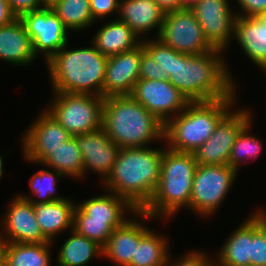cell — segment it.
I'll use <instances>...</instances> for the list:
<instances>
[{"instance_id": "obj_1", "label": "cell", "mask_w": 266, "mask_h": 266, "mask_svg": "<svg viewBox=\"0 0 266 266\" xmlns=\"http://www.w3.org/2000/svg\"><path fill=\"white\" fill-rule=\"evenodd\" d=\"M142 44L161 67V73L190 102L238 96L237 81L223 56L224 51L214 49L188 55L173 50L158 38H146Z\"/></svg>"}, {"instance_id": "obj_2", "label": "cell", "mask_w": 266, "mask_h": 266, "mask_svg": "<svg viewBox=\"0 0 266 266\" xmlns=\"http://www.w3.org/2000/svg\"><path fill=\"white\" fill-rule=\"evenodd\" d=\"M165 147L121 148L108 178L105 191L125 198L142 210L153 197L159 183Z\"/></svg>"}, {"instance_id": "obj_3", "label": "cell", "mask_w": 266, "mask_h": 266, "mask_svg": "<svg viewBox=\"0 0 266 266\" xmlns=\"http://www.w3.org/2000/svg\"><path fill=\"white\" fill-rule=\"evenodd\" d=\"M102 128L120 148H142L164 141V123L131 95L104 98Z\"/></svg>"}, {"instance_id": "obj_4", "label": "cell", "mask_w": 266, "mask_h": 266, "mask_svg": "<svg viewBox=\"0 0 266 266\" xmlns=\"http://www.w3.org/2000/svg\"><path fill=\"white\" fill-rule=\"evenodd\" d=\"M90 44V47L68 49L67 43L46 62L52 92L103 97L108 57Z\"/></svg>"}, {"instance_id": "obj_5", "label": "cell", "mask_w": 266, "mask_h": 266, "mask_svg": "<svg viewBox=\"0 0 266 266\" xmlns=\"http://www.w3.org/2000/svg\"><path fill=\"white\" fill-rule=\"evenodd\" d=\"M197 166L194 153L165 147L158 186L142 211L154 219L166 222L167 218H173L181 209L190 210L192 184Z\"/></svg>"}, {"instance_id": "obj_6", "label": "cell", "mask_w": 266, "mask_h": 266, "mask_svg": "<svg viewBox=\"0 0 266 266\" xmlns=\"http://www.w3.org/2000/svg\"><path fill=\"white\" fill-rule=\"evenodd\" d=\"M237 97L213 101L190 102L187 107L164 124L166 147L193 153L214 132L218 123L237 104Z\"/></svg>"}, {"instance_id": "obj_7", "label": "cell", "mask_w": 266, "mask_h": 266, "mask_svg": "<svg viewBox=\"0 0 266 266\" xmlns=\"http://www.w3.org/2000/svg\"><path fill=\"white\" fill-rule=\"evenodd\" d=\"M53 99L44 108L71 135H81L102 128L104 97L52 92Z\"/></svg>"}, {"instance_id": "obj_8", "label": "cell", "mask_w": 266, "mask_h": 266, "mask_svg": "<svg viewBox=\"0 0 266 266\" xmlns=\"http://www.w3.org/2000/svg\"><path fill=\"white\" fill-rule=\"evenodd\" d=\"M238 173L229 165L198 164L193 178L190 210L204 219L215 215L231 192Z\"/></svg>"}, {"instance_id": "obj_9", "label": "cell", "mask_w": 266, "mask_h": 266, "mask_svg": "<svg viewBox=\"0 0 266 266\" xmlns=\"http://www.w3.org/2000/svg\"><path fill=\"white\" fill-rule=\"evenodd\" d=\"M158 39L173 50L188 55L203 54L214 50L206 40L201 25L190 9L165 12Z\"/></svg>"}, {"instance_id": "obj_10", "label": "cell", "mask_w": 266, "mask_h": 266, "mask_svg": "<svg viewBox=\"0 0 266 266\" xmlns=\"http://www.w3.org/2000/svg\"><path fill=\"white\" fill-rule=\"evenodd\" d=\"M31 37L34 53L48 62L69 43V30L51 7H42L22 14L20 17ZM41 54V55H40Z\"/></svg>"}, {"instance_id": "obj_11", "label": "cell", "mask_w": 266, "mask_h": 266, "mask_svg": "<svg viewBox=\"0 0 266 266\" xmlns=\"http://www.w3.org/2000/svg\"><path fill=\"white\" fill-rule=\"evenodd\" d=\"M236 109H232L218 123L213 134L193 152L197 164L228 165L230 152L238 133L253 119L254 114L247 107Z\"/></svg>"}, {"instance_id": "obj_12", "label": "cell", "mask_w": 266, "mask_h": 266, "mask_svg": "<svg viewBox=\"0 0 266 266\" xmlns=\"http://www.w3.org/2000/svg\"><path fill=\"white\" fill-rule=\"evenodd\" d=\"M39 113L20 138L21 156L29 164L41 163L50 152L72 137L45 109Z\"/></svg>"}, {"instance_id": "obj_13", "label": "cell", "mask_w": 266, "mask_h": 266, "mask_svg": "<svg viewBox=\"0 0 266 266\" xmlns=\"http://www.w3.org/2000/svg\"><path fill=\"white\" fill-rule=\"evenodd\" d=\"M230 0H199L190 10L202 27L208 43L214 48L226 51L234 41L236 11ZM230 3V5H229ZM232 40V41H231Z\"/></svg>"}, {"instance_id": "obj_14", "label": "cell", "mask_w": 266, "mask_h": 266, "mask_svg": "<svg viewBox=\"0 0 266 266\" xmlns=\"http://www.w3.org/2000/svg\"><path fill=\"white\" fill-rule=\"evenodd\" d=\"M131 96L164 124L190 103L168 79H139Z\"/></svg>"}, {"instance_id": "obj_15", "label": "cell", "mask_w": 266, "mask_h": 266, "mask_svg": "<svg viewBox=\"0 0 266 266\" xmlns=\"http://www.w3.org/2000/svg\"><path fill=\"white\" fill-rule=\"evenodd\" d=\"M11 199L0 218V240L3 243H49L36 220L34 205L18 194Z\"/></svg>"}, {"instance_id": "obj_16", "label": "cell", "mask_w": 266, "mask_h": 266, "mask_svg": "<svg viewBox=\"0 0 266 266\" xmlns=\"http://www.w3.org/2000/svg\"><path fill=\"white\" fill-rule=\"evenodd\" d=\"M73 137L82 153L84 179L92 171L100 176L103 183L110 175L121 148L108 137L103 128Z\"/></svg>"}, {"instance_id": "obj_17", "label": "cell", "mask_w": 266, "mask_h": 266, "mask_svg": "<svg viewBox=\"0 0 266 266\" xmlns=\"http://www.w3.org/2000/svg\"><path fill=\"white\" fill-rule=\"evenodd\" d=\"M135 218V219H134ZM137 219V220H136ZM154 221L142 210H137L121 226L114 229L107 243L102 247L103 258L117 266H127L135 257L136 244L151 229L142 221Z\"/></svg>"}, {"instance_id": "obj_18", "label": "cell", "mask_w": 266, "mask_h": 266, "mask_svg": "<svg viewBox=\"0 0 266 266\" xmlns=\"http://www.w3.org/2000/svg\"><path fill=\"white\" fill-rule=\"evenodd\" d=\"M142 44L135 49L108 57L103 97L131 95L139 80Z\"/></svg>"}, {"instance_id": "obj_19", "label": "cell", "mask_w": 266, "mask_h": 266, "mask_svg": "<svg viewBox=\"0 0 266 266\" xmlns=\"http://www.w3.org/2000/svg\"><path fill=\"white\" fill-rule=\"evenodd\" d=\"M117 19L127 24L141 40L149 38V32L156 29L158 38L165 11L155 0H120ZM147 34V35H146Z\"/></svg>"}, {"instance_id": "obj_20", "label": "cell", "mask_w": 266, "mask_h": 266, "mask_svg": "<svg viewBox=\"0 0 266 266\" xmlns=\"http://www.w3.org/2000/svg\"><path fill=\"white\" fill-rule=\"evenodd\" d=\"M0 60L23 67L37 60L31 37L19 17L0 27Z\"/></svg>"}, {"instance_id": "obj_21", "label": "cell", "mask_w": 266, "mask_h": 266, "mask_svg": "<svg viewBox=\"0 0 266 266\" xmlns=\"http://www.w3.org/2000/svg\"><path fill=\"white\" fill-rule=\"evenodd\" d=\"M76 207L88 219L106 221L114 229L121 226L130 218L128 216L137 211L125 198L109 191L82 200L76 203Z\"/></svg>"}, {"instance_id": "obj_22", "label": "cell", "mask_w": 266, "mask_h": 266, "mask_svg": "<svg viewBox=\"0 0 266 266\" xmlns=\"http://www.w3.org/2000/svg\"><path fill=\"white\" fill-rule=\"evenodd\" d=\"M233 38L243 54L266 74V24L259 17L237 16Z\"/></svg>"}, {"instance_id": "obj_23", "label": "cell", "mask_w": 266, "mask_h": 266, "mask_svg": "<svg viewBox=\"0 0 266 266\" xmlns=\"http://www.w3.org/2000/svg\"><path fill=\"white\" fill-rule=\"evenodd\" d=\"M114 19L104 20L106 23L102 22V27L95 31L90 41L106 57L131 51L142 44V40L127 24Z\"/></svg>"}, {"instance_id": "obj_24", "label": "cell", "mask_w": 266, "mask_h": 266, "mask_svg": "<svg viewBox=\"0 0 266 266\" xmlns=\"http://www.w3.org/2000/svg\"><path fill=\"white\" fill-rule=\"evenodd\" d=\"M76 203L72 198L67 197L59 201L34 205L39 227L50 242L53 243L57 236L73 229Z\"/></svg>"}, {"instance_id": "obj_25", "label": "cell", "mask_w": 266, "mask_h": 266, "mask_svg": "<svg viewBox=\"0 0 266 266\" xmlns=\"http://www.w3.org/2000/svg\"><path fill=\"white\" fill-rule=\"evenodd\" d=\"M244 220L218 250L213 266H251L252 212Z\"/></svg>"}, {"instance_id": "obj_26", "label": "cell", "mask_w": 266, "mask_h": 266, "mask_svg": "<svg viewBox=\"0 0 266 266\" xmlns=\"http://www.w3.org/2000/svg\"><path fill=\"white\" fill-rule=\"evenodd\" d=\"M63 241L57 254V266H87L97 256H103L102 246L87 237L78 234L74 229Z\"/></svg>"}, {"instance_id": "obj_27", "label": "cell", "mask_w": 266, "mask_h": 266, "mask_svg": "<svg viewBox=\"0 0 266 266\" xmlns=\"http://www.w3.org/2000/svg\"><path fill=\"white\" fill-rule=\"evenodd\" d=\"M54 243H3V266H52Z\"/></svg>"}, {"instance_id": "obj_28", "label": "cell", "mask_w": 266, "mask_h": 266, "mask_svg": "<svg viewBox=\"0 0 266 266\" xmlns=\"http://www.w3.org/2000/svg\"><path fill=\"white\" fill-rule=\"evenodd\" d=\"M59 171L65 178L79 180L84 178V163L82 153L78 148L76 139L72 136L41 162L34 163Z\"/></svg>"}, {"instance_id": "obj_29", "label": "cell", "mask_w": 266, "mask_h": 266, "mask_svg": "<svg viewBox=\"0 0 266 266\" xmlns=\"http://www.w3.org/2000/svg\"><path fill=\"white\" fill-rule=\"evenodd\" d=\"M150 229L136 244L135 257L127 266H167L169 239Z\"/></svg>"}, {"instance_id": "obj_30", "label": "cell", "mask_w": 266, "mask_h": 266, "mask_svg": "<svg viewBox=\"0 0 266 266\" xmlns=\"http://www.w3.org/2000/svg\"><path fill=\"white\" fill-rule=\"evenodd\" d=\"M51 170V171H50ZM64 179V176L55 169L42 168L36 171L31 178H29V186L32 195L18 194L22 199L30 201L33 205L45 204L52 201L63 200L66 197L57 194V183ZM35 196V198H34Z\"/></svg>"}, {"instance_id": "obj_31", "label": "cell", "mask_w": 266, "mask_h": 266, "mask_svg": "<svg viewBox=\"0 0 266 266\" xmlns=\"http://www.w3.org/2000/svg\"><path fill=\"white\" fill-rule=\"evenodd\" d=\"M52 10L69 31H82L95 24L89 0H59Z\"/></svg>"}, {"instance_id": "obj_32", "label": "cell", "mask_w": 266, "mask_h": 266, "mask_svg": "<svg viewBox=\"0 0 266 266\" xmlns=\"http://www.w3.org/2000/svg\"><path fill=\"white\" fill-rule=\"evenodd\" d=\"M252 120L253 119L240 130L230 152L228 165L238 172L241 165L245 164L244 162L248 163V161L251 162V160H256L258 156L262 154L263 144L261 140L252 133Z\"/></svg>"}, {"instance_id": "obj_33", "label": "cell", "mask_w": 266, "mask_h": 266, "mask_svg": "<svg viewBox=\"0 0 266 266\" xmlns=\"http://www.w3.org/2000/svg\"><path fill=\"white\" fill-rule=\"evenodd\" d=\"M73 229L102 247L114 231V228L108 222L90 220L77 207L74 210Z\"/></svg>"}, {"instance_id": "obj_34", "label": "cell", "mask_w": 266, "mask_h": 266, "mask_svg": "<svg viewBox=\"0 0 266 266\" xmlns=\"http://www.w3.org/2000/svg\"><path fill=\"white\" fill-rule=\"evenodd\" d=\"M251 266H266V223L256 211L252 212Z\"/></svg>"}, {"instance_id": "obj_35", "label": "cell", "mask_w": 266, "mask_h": 266, "mask_svg": "<svg viewBox=\"0 0 266 266\" xmlns=\"http://www.w3.org/2000/svg\"><path fill=\"white\" fill-rule=\"evenodd\" d=\"M185 252V254L176 257V259H173L174 257L170 254L167 266H213V259L206 252L198 249Z\"/></svg>"}, {"instance_id": "obj_36", "label": "cell", "mask_w": 266, "mask_h": 266, "mask_svg": "<svg viewBox=\"0 0 266 266\" xmlns=\"http://www.w3.org/2000/svg\"><path fill=\"white\" fill-rule=\"evenodd\" d=\"M139 79H151V80L167 79L161 73V67L159 66V64L144 49L143 44H142V54L140 61Z\"/></svg>"}, {"instance_id": "obj_37", "label": "cell", "mask_w": 266, "mask_h": 266, "mask_svg": "<svg viewBox=\"0 0 266 266\" xmlns=\"http://www.w3.org/2000/svg\"><path fill=\"white\" fill-rule=\"evenodd\" d=\"M120 0H89L90 10L95 22L99 20H107V17L118 15Z\"/></svg>"}, {"instance_id": "obj_38", "label": "cell", "mask_w": 266, "mask_h": 266, "mask_svg": "<svg viewBox=\"0 0 266 266\" xmlns=\"http://www.w3.org/2000/svg\"><path fill=\"white\" fill-rule=\"evenodd\" d=\"M237 16L258 17L266 12V0H236Z\"/></svg>"}, {"instance_id": "obj_39", "label": "cell", "mask_w": 266, "mask_h": 266, "mask_svg": "<svg viewBox=\"0 0 266 266\" xmlns=\"http://www.w3.org/2000/svg\"><path fill=\"white\" fill-rule=\"evenodd\" d=\"M12 12L20 17L22 14L44 7L41 0H7Z\"/></svg>"}, {"instance_id": "obj_40", "label": "cell", "mask_w": 266, "mask_h": 266, "mask_svg": "<svg viewBox=\"0 0 266 266\" xmlns=\"http://www.w3.org/2000/svg\"><path fill=\"white\" fill-rule=\"evenodd\" d=\"M17 16L12 12L7 0H0V27L11 23Z\"/></svg>"}, {"instance_id": "obj_41", "label": "cell", "mask_w": 266, "mask_h": 266, "mask_svg": "<svg viewBox=\"0 0 266 266\" xmlns=\"http://www.w3.org/2000/svg\"><path fill=\"white\" fill-rule=\"evenodd\" d=\"M160 7L165 11H173L178 9L179 0H155Z\"/></svg>"}, {"instance_id": "obj_42", "label": "cell", "mask_w": 266, "mask_h": 266, "mask_svg": "<svg viewBox=\"0 0 266 266\" xmlns=\"http://www.w3.org/2000/svg\"><path fill=\"white\" fill-rule=\"evenodd\" d=\"M199 0H179L178 9H191Z\"/></svg>"}, {"instance_id": "obj_43", "label": "cell", "mask_w": 266, "mask_h": 266, "mask_svg": "<svg viewBox=\"0 0 266 266\" xmlns=\"http://www.w3.org/2000/svg\"><path fill=\"white\" fill-rule=\"evenodd\" d=\"M5 156L2 154H0V180L3 178V176H4V160H3V158H4Z\"/></svg>"}, {"instance_id": "obj_44", "label": "cell", "mask_w": 266, "mask_h": 266, "mask_svg": "<svg viewBox=\"0 0 266 266\" xmlns=\"http://www.w3.org/2000/svg\"><path fill=\"white\" fill-rule=\"evenodd\" d=\"M259 209V210H258ZM255 209V211L258 213V215L263 219V221L266 223V209L258 208Z\"/></svg>"}, {"instance_id": "obj_45", "label": "cell", "mask_w": 266, "mask_h": 266, "mask_svg": "<svg viewBox=\"0 0 266 266\" xmlns=\"http://www.w3.org/2000/svg\"><path fill=\"white\" fill-rule=\"evenodd\" d=\"M57 1L59 0H41L42 5L45 7H51L53 6Z\"/></svg>"}, {"instance_id": "obj_46", "label": "cell", "mask_w": 266, "mask_h": 266, "mask_svg": "<svg viewBox=\"0 0 266 266\" xmlns=\"http://www.w3.org/2000/svg\"><path fill=\"white\" fill-rule=\"evenodd\" d=\"M0 266H3V242L0 240Z\"/></svg>"}, {"instance_id": "obj_47", "label": "cell", "mask_w": 266, "mask_h": 266, "mask_svg": "<svg viewBox=\"0 0 266 266\" xmlns=\"http://www.w3.org/2000/svg\"><path fill=\"white\" fill-rule=\"evenodd\" d=\"M266 24V12L258 16Z\"/></svg>"}]
</instances>
